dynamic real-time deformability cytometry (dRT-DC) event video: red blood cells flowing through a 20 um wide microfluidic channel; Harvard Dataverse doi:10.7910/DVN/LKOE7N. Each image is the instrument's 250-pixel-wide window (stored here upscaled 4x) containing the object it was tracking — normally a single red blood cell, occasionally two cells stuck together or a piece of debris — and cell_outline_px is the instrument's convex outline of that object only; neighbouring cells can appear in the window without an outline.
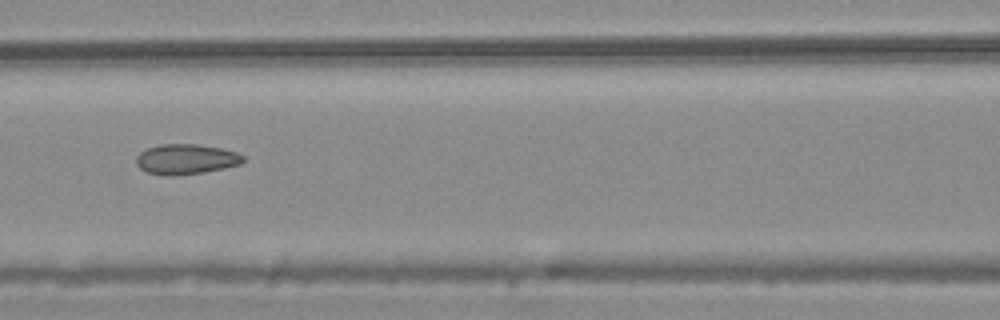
{"species": "common noctule bat (a hibernating species)", "species_latin": "Nyctalus noctula", "temperature_condition": "warm", "stored_images_in_passage": 6, "camera_frame_rate_fps": 3000, "um_per_image_px": 0.085, "animal": {"sex": "male", "body_mass_g": 20.4}, "frame": {"image": 1, "passage_image": 6, "time_ms": 1.667, "image_size_px": [1000, 320], "cell_outline_px": [[244, 160], [240, 164], [224, 168], [204, 172], [172, 176], [148, 172], [140, 168], [136, 164], [136, 156], [140, 152], [148, 148], [160, 144], [196, 144], [220, 148], [236, 152], [244, 156]], "centroid_in_image_um": [15.8, 13.53], "position_along_channel_um": 150.8, "area_um2": 18.67}}